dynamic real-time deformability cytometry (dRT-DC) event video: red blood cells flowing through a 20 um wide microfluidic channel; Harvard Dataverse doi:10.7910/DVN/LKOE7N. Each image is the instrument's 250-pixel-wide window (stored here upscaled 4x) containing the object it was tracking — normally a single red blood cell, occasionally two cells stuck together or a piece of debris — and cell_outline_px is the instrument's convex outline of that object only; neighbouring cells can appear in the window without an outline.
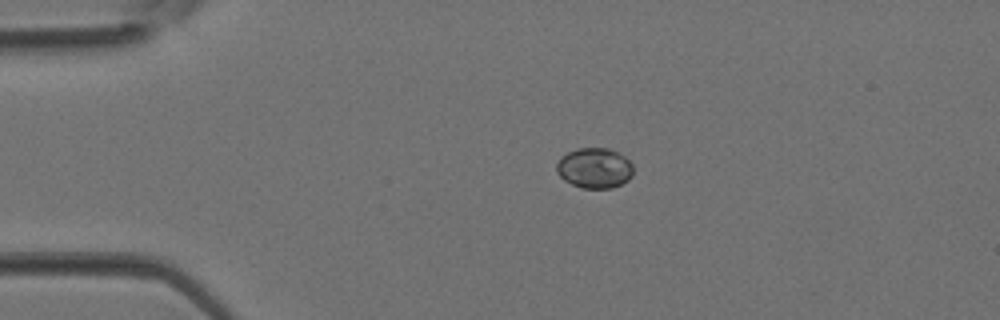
{"species": "Egyptian fruit bat (a non-hibernating species)", "species_latin": "Rousettus aegyptiacus", "temperature_condition": "room temperature", "stored_images_in_passage": 3, "camera_frame_rate_fps": 3000, "um_per_image_px": 0.085, "animal": {"sex": "female"}, "frame": {"image": 1, "passage_image": 1, "time_ms": 0.0, "image_size_px": [1000, 320], "cell_outline_px": [[632, 176], [628, 180], [612, 188], [580, 188], [564, 180], [556, 172], [556, 164], [560, 156], [576, 148], [608, 148], [624, 156], [632, 164]], "centroid_in_image_um": [50.5, 14.28], "position_along_channel_um": 34.5, "area_um2": 18.09}}
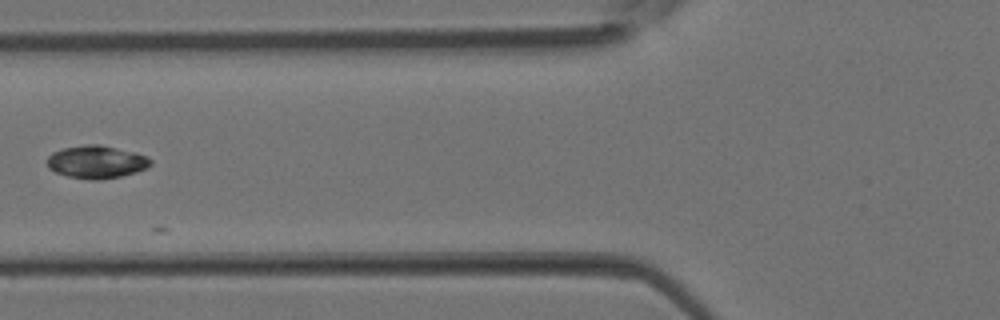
{"frame": {"image": 2, "passage_image": 3, "time_ms": 0.667, "image_size_px": [1000, 320], "cell_outline_px": [[152, 164], [136, 172], [120, 176], [100, 180], [88, 180], [68, 176], [56, 172], [48, 168], [48, 156], [52, 152], [64, 148], [84, 144], [100, 144], [136, 152], [152, 160]], "centroid_in_image_um": [8.19, 13.76], "position_along_channel_um": 117.6, "area_um2": 19.77}}